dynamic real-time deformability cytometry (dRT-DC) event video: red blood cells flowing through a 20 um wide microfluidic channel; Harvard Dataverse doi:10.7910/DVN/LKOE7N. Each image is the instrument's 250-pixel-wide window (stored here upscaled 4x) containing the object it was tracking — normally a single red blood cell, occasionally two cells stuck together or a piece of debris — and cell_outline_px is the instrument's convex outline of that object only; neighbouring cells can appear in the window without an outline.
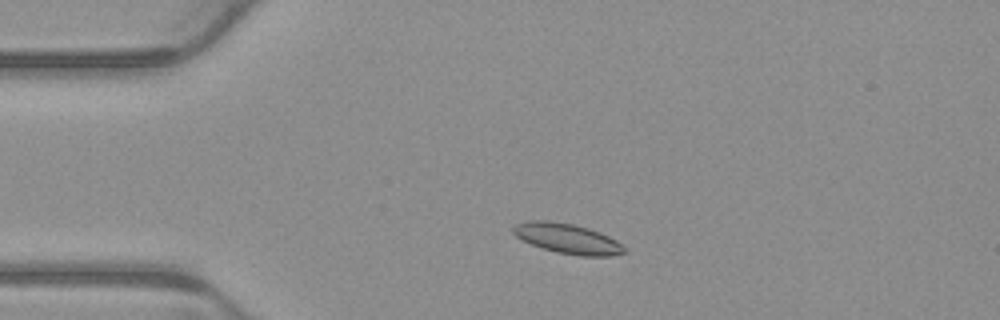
{"species": "common noctule bat (a hibernating species)", "species_latin": "Nyctalus noctula", "temperature_condition": "warm", "stored_images_in_passage": 4, "camera_frame_rate_fps": 3000, "um_per_image_px": 0.085, "animal": {"sex": "male", "body_mass_g": 23.1, "forearm_length_mm": 52.7}, "frame": {"image": 1, "passage_image": 3, "time_ms": 0.667, "image_size_px": [1000, 320], "cell_outline_px": [[628, 252], [612, 256], [580, 256], [556, 252], [540, 248], [516, 236], [512, 232], [512, 228], [516, 224], [528, 220], [548, 220], [572, 224], [588, 228], [600, 232], [616, 240]], "centroid_in_image_um": [48.23, 20.28], "position_along_channel_um": 36.8, "area_um2": 19.48}}